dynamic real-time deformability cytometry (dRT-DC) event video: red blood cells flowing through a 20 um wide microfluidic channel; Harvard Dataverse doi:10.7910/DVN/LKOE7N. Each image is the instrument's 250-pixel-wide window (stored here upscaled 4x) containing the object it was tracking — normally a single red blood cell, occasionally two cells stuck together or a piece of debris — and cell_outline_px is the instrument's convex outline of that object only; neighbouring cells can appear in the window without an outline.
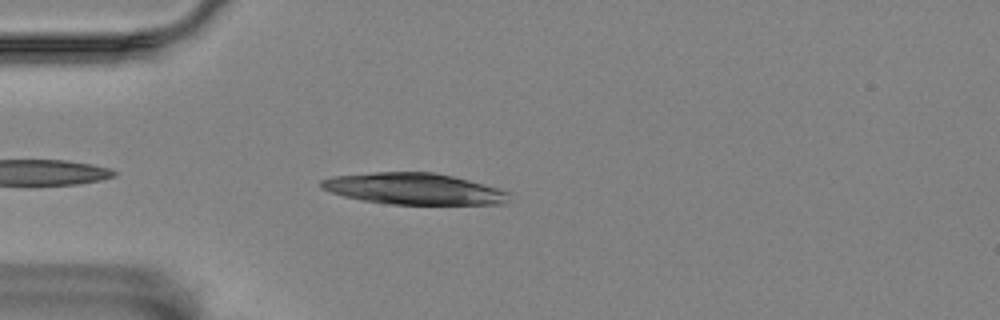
{"species": "Egyptian fruit bat (a non-hibernating species)", "species_latin": "Rousettus aegyptiacus", "temperature_condition": "room temperature", "stored_images_in_passage": 4, "camera_frame_rate_fps": 3000, "um_per_image_px": 0.085, "animal": {"sex": "female"}, "frame": {"image": 1, "passage_image": 3, "time_ms": 3.667, "image_size_px": [1000, 320], "cell_outline_px": [[508, 192], [504, 204], [388, 204], [364, 200], [344, 196], [320, 188], [320, 180], [332, 176], [376, 172], [432, 172], [452, 176], [468, 180], [496, 188]], "centroid_in_image_um": [35.1, 16.04], "position_along_channel_um": 49.9, "area_um2": 33.87}}